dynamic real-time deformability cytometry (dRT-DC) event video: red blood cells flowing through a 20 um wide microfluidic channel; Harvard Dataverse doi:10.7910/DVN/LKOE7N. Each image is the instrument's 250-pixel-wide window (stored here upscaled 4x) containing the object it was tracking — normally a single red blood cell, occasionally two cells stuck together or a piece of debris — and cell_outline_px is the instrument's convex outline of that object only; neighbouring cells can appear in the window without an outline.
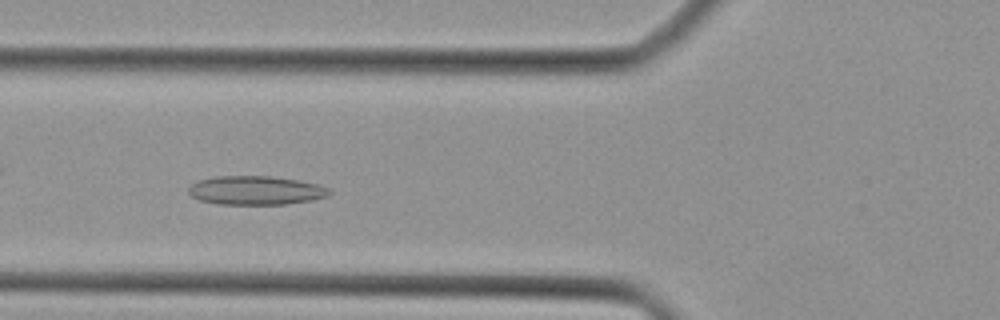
{"species": "Egyptian fruit bat (a non-hibernating species)", "species_latin": "Rousettus aegyptiacus", "temperature_condition": "cold", "stored_images_in_passage": 33, "camera_frame_rate_fps": 3000, "um_per_image_px": 0.085, "animal": {"sex": "female"}, "frame": {"image": 1, "passage_image": 6, "time_ms": 1.667, "image_size_px": [1000, 320], "cell_outline_px": [[332, 192], [328, 196], [312, 200], [284, 204], [220, 204], [200, 200], [192, 196], [188, 192], [188, 188], [196, 180], [216, 176], [272, 176], [300, 180], [320, 184], [328, 188]], "centroid_in_image_um": [21.76, 16.17], "position_along_channel_um": 104.0, "area_um2": 23.81}}
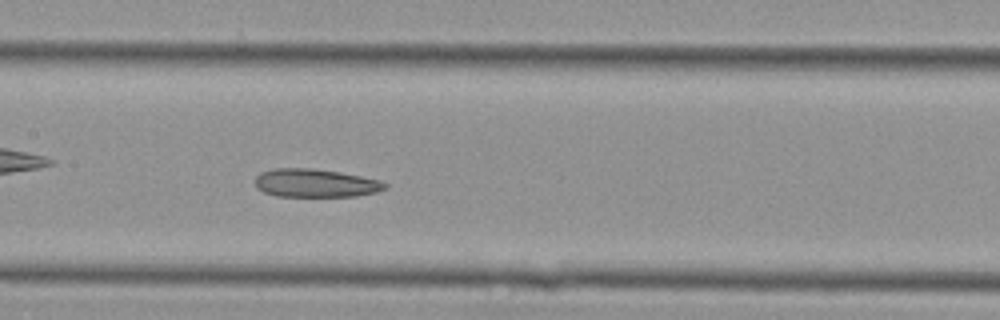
{"frame": {"image": 2, "passage_image": 11, "time_ms": 3.333, "image_size_px": [1000, 320], "cell_outline_px": [[388, 188], [376, 192], [356, 196], [276, 196], [264, 192], [256, 188], [256, 176], [260, 172], [272, 168], [312, 168], [340, 172], [380, 180], [388, 184]], "centroid_in_image_um": [26.81, 15.56], "position_along_channel_um": 180.6, "area_um2": 21.5}}
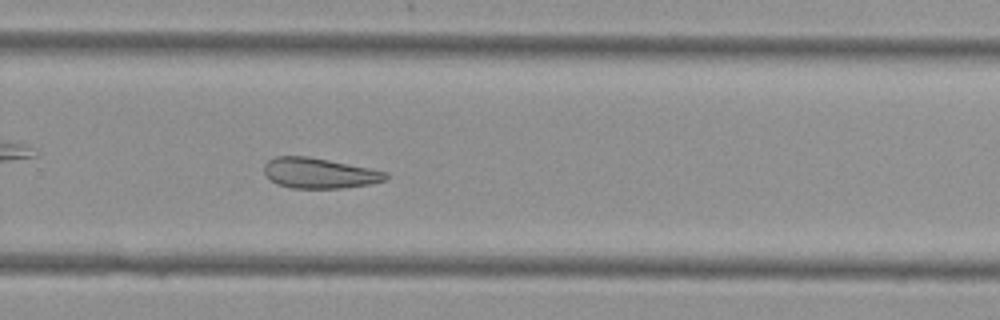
{"frame": {"image": 3, "passage_image": 19, "time_ms": 6.0, "image_size_px": [1000, 320], "cell_outline_px": [[388, 176], [384, 180], [372, 184], [340, 188], [292, 188], [276, 184], [264, 172], [264, 164], [268, 160], [276, 156], [308, 156], [388, 172]], "centroid_in_image_um": [27.12, 14.72], "position_along_channel_um": 302.7, "area_um2": 21.39}}